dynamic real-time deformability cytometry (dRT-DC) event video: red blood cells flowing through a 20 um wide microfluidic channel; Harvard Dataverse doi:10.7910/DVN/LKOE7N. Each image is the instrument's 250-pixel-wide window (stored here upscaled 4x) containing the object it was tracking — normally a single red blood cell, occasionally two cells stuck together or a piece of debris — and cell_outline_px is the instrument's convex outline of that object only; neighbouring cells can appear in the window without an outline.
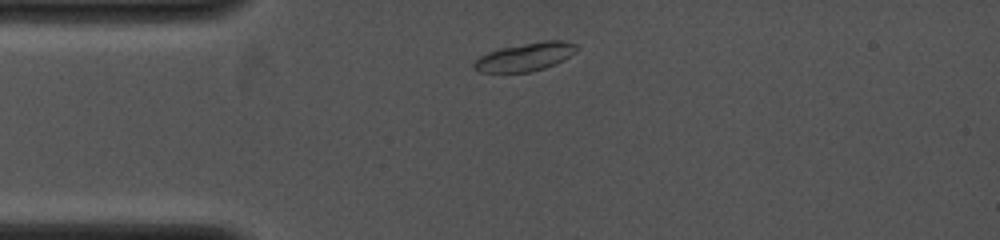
{"species": "common noctule bat (a hibernating species)", "species_latin": "Nyctalus noctula", "temperature_condition": "cold", "stored_images_in_passage": 3, "camera_frame_rate_fps": 4000, "um_per_image_px": 0.085, "animal": {"sex": "female", "body_mass_g": 19.0, "forearm_length_mm": 53.3}, "frame": {"image": 1, "passage_image": 1, "time_ms": 0.0, "image_size_px": [1000, 240], "cell_outline_px": [[580, 48], [576, 52], [564, 60], [544, 68], [532, 72], [480, 72], [472, 68], [472, 64], [480, 56], [488, 52], [500, 48], [544, 40], [564, 40], [576, 44]], "centroid_in_image_um": [44.67, 4.83], "position_along_channel_um": 40.3, "area_um2": 17.05}}
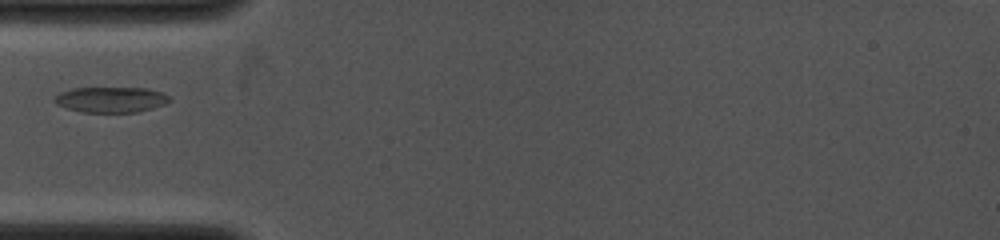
{"frame": {"image": 2, "passage_image": 2, "time_ms": 1.25, "image_size_px": [1000, 240], "cell_outline_px": [[172, 100], [164, 104], [152, 108], [136, 112], [80, 112], [64, 108], [56, 104], [52, 100], [60, 92], [72, 88], [148, 88], [160, 92], [168, 96]], "centroid_in_image_um": [9.38, 8.47], "position_along_channel_um": 75.6, "area_um2": 17.17}}